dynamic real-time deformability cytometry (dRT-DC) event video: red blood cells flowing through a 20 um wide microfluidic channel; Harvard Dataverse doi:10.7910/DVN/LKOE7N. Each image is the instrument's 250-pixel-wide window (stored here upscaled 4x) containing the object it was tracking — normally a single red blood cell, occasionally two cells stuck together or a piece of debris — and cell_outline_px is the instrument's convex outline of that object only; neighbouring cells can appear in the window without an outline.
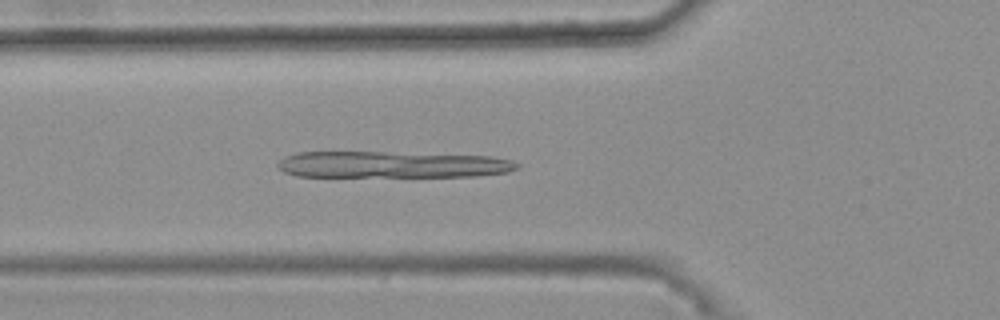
{"species": "common noctule bat (a hibernating species)", "species_latin": "Nyctalus noctula", "temperature_condition": "warm", "stored_images_in_passage": 42, "camera_frame_rate_fps": 3000, "um_per_image_px": 0.085, "animal": {"sex": "female", "body_mass_g": 25.1}, "frame": {"image": 1, "passage_image": 15, "time_ms": 4.667, "image_size_px": [1000, 320], "cell_outline_px": [[520, 168], [508, 172], [476, 176], [296, 176], [284, 172], [276, 168], [276, 164], [284, 156], [296, 152], [384, 152], [488, 156], [512, 160], [520, 164]], "centroid_in_image_um": [33.3, 13.99], "position_along_channel_um": 92.5, "area_um2": 37.05}}
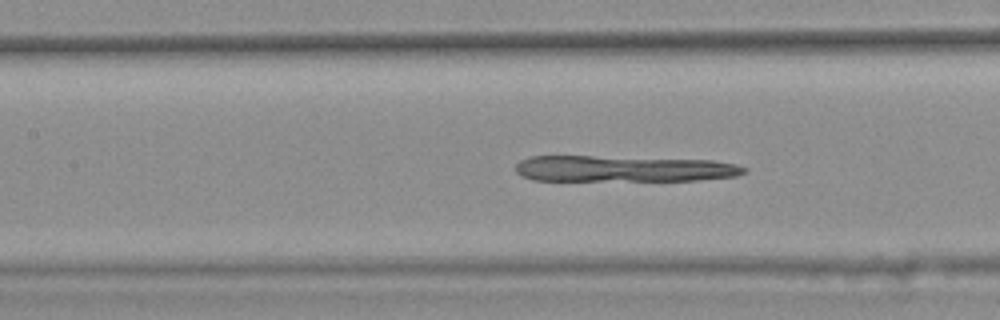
{"frame": {"image": 2, "passage_image": 20, "time_ms": 6.333, "image_size_px": [1000, 320], "cell_outline_px": [[748, 168], [744, 172], [736, 176], [696, 180], [532, 180], [516, 172], [516, 164], [520, 160], [528, 156], [592, 156], [712, 160], [736, 164]], "centroid_in_image_um": [52.98, 14.33], "position_along_channel_um": 154.4, "area_um2": 34.62}}
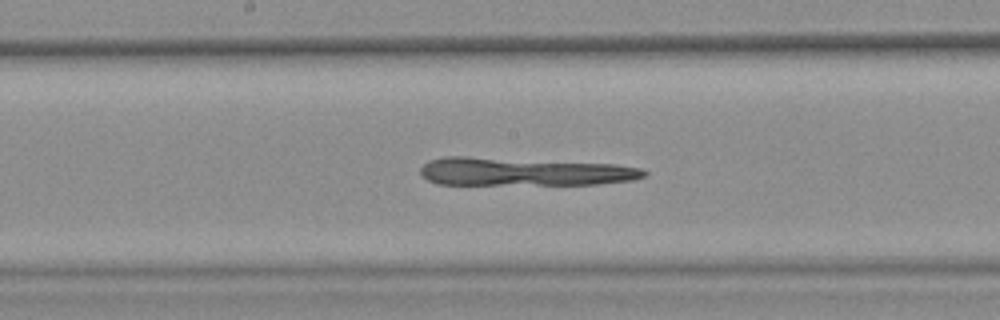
{"frame": {"image": 3, "passage_image": 24, "time_ms": 7.667, "image_size_px": [1000, 320], "cell_outline_px": [[648, 172], [644, 176], [632, 180], [596, 184], [436, 184], [428, 180], [420, 172], [420, 168], [428, 160], [444, 156], [468, 156], [616, 164], [640, 168]], "centroid_in_image_um": [44.49, 14.58], "position_along_channel_um": 203.7, "area_um2": 36.7}}